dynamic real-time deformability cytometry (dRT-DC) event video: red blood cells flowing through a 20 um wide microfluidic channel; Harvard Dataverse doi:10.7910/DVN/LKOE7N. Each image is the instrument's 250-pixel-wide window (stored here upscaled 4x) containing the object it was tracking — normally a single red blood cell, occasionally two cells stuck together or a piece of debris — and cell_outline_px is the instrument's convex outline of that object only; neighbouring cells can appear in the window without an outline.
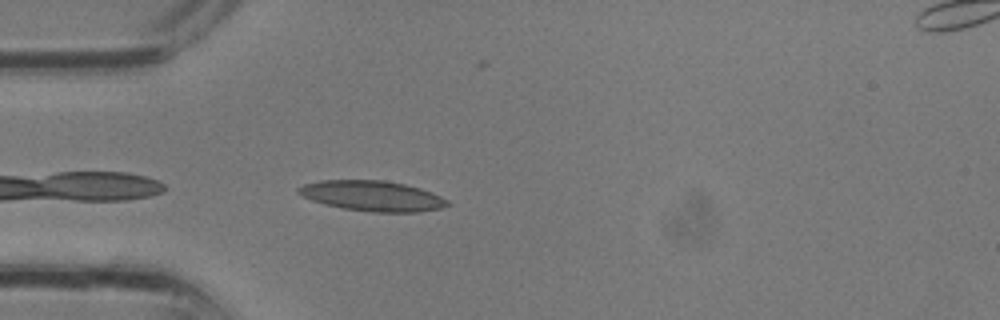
{"species": "common noctule bat (a hibernating species)", "species_latin": "Nyctalus noctula", "temperature_condition": "room temperature", "stored_images_in_passage": 24, "camera_frame_rate_fps": 3000, "um_per_image_px": 0.085, "animal": {"sex": "male", "body_mass_g": 13.3}, "frame": {"image": 1, "passage_image": 1, "time_ms": 0.0, "image_size_px": [1000, 320], "cell_outline_px": [[452, 204], [440, 208], [420, 212], [372, 212], [344, 208], [324, 204], [312, 200], [296, 192], [296, 188], [304, 184], [320, 180], [384, 180], [404, 184], [420, 188], [440, 196], [448, 200]], "centroid_in_image_um": [31.65, 16.65], "position_along_channel_um": 53.4, "area_um2": 26.3}}
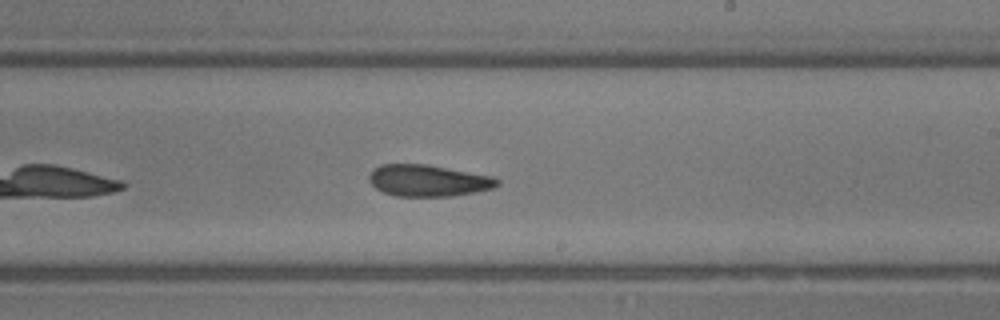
{"frame": {"image": 2, "passage_image": 11, "time_ms": 3.333, "image_size_px": [1000, 320], "cell_outline_px": [[500, 184], [492, 188], [452, 196], [396, 196], [384, 192], [376, 188], [368, 180], [368, 176], [380, 164], [428, 164], [492, 176], [500, 180]], "centroid_in_image_um": [36.39, 15.34], "position_along_channel_um": 252.6, "area_um2": 23.47}}
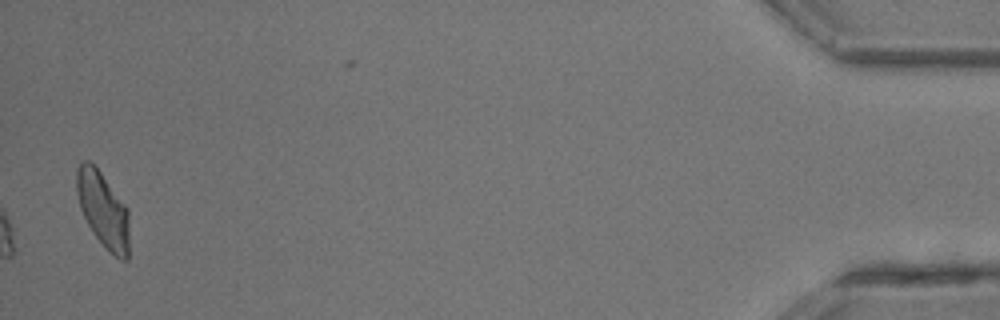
{"frame": {"image": 3, "passage_image": 24, "time_ms": 7.667, "image_size_px": [1000, 320], "cell_outline_px": [[128, 260], [120, 260], [104, 248], [92, 232], [80, 208], [76, 192], [76, 168], [84, 160], [88, 160], [100, 172], [128, 208]], "centroid_in_image_um": [8.75, 17.85], "position_along_channel_um": 426.5, "area_um2": 23.12}}